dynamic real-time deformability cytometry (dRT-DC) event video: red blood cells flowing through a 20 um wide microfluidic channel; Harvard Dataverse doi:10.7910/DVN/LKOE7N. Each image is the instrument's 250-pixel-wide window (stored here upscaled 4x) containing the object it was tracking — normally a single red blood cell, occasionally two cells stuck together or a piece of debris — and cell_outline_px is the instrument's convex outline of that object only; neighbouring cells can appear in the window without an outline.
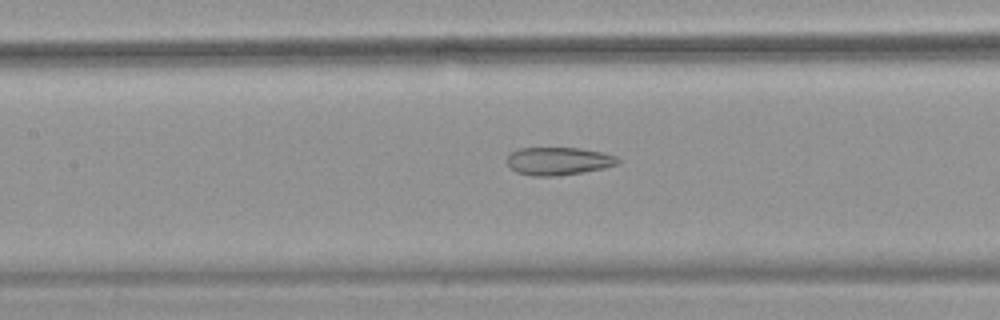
{"species": "common noctule bat (a hibernating species)", "species_latin": "Nyctalus noctula", "temperature_condition": "warm", "stored_images_in_passage": 44, "camera_frame_rate_fps": 3000, "um_per_image_px": 0.085, "animal": {"sex": "female", "body_mass_g": 18.4}, "frame": {"image": 1, "passage_image": 25, "time_ms": 8.0, "image_size_px": [1000, 320], "cell_outline_px": [[620, 160], [616, 164], [604, 168], [556, 176], [536, 176], [516, 172], [508, 164], [508, 156], [512, 152], [520, 148], [580, 148], [600, 152], [616, 156]], "centroid_in_image_um": [47.46, 13.69], "position_along_channel_um": 159.9, "area_um2": 17.69}}
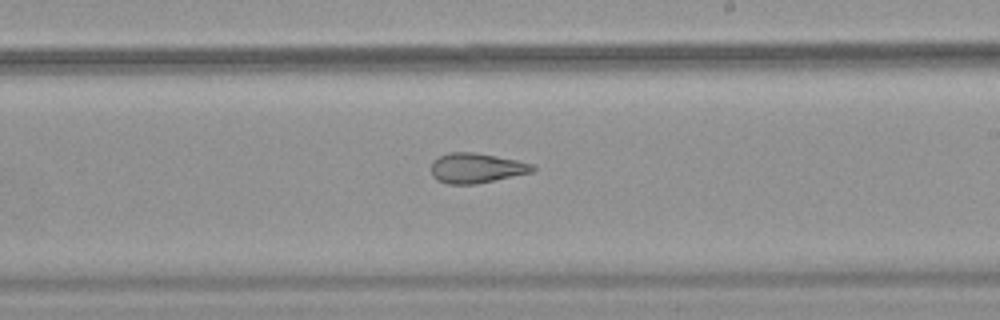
{"frame": {"image": 2, "passage_image": 32, "time_ms": 10.333, "image_size_px": [1000, 320], "cell_outline_px": [[536, 168], [532, 172], [476, 184], [448, 184], [436, 180], [432, 176], [432, 160], [448, 152], [472, 152], [496, 156], [516, 160], [532, 164]], "centroid_in_image_um": [40.45, 14.29], "position_along_channel_um": 248.5, "area_um2": 17.63}}
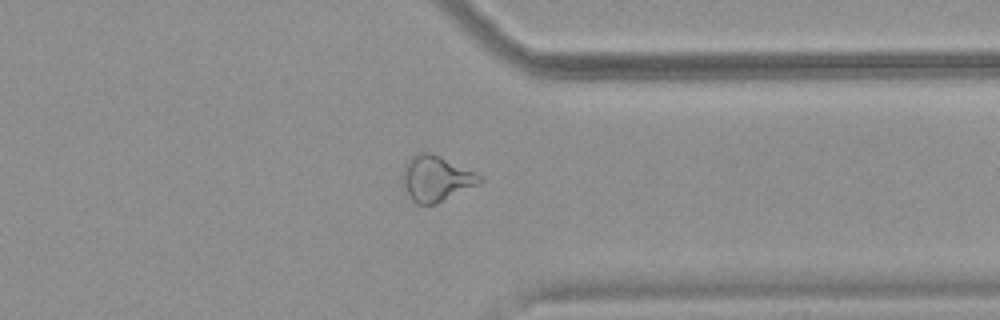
{"frame": {"image": 3, "passage_image": 42, "time_ms": 13.667, "image_size_px": [1000, 320], "cell_outline_px": [[484, 180], [480, 184], [436, 204], [416, 204], [408, 196], [404, 184], [404, 164], [412, 156], [420, 152], [428, 152], [440, 156], [476, 172], [484, 176]], "centroid_in_image_um": [37.12, 15.18], "position_along_channel_um": 374.3, "area_um2": 20.46}}